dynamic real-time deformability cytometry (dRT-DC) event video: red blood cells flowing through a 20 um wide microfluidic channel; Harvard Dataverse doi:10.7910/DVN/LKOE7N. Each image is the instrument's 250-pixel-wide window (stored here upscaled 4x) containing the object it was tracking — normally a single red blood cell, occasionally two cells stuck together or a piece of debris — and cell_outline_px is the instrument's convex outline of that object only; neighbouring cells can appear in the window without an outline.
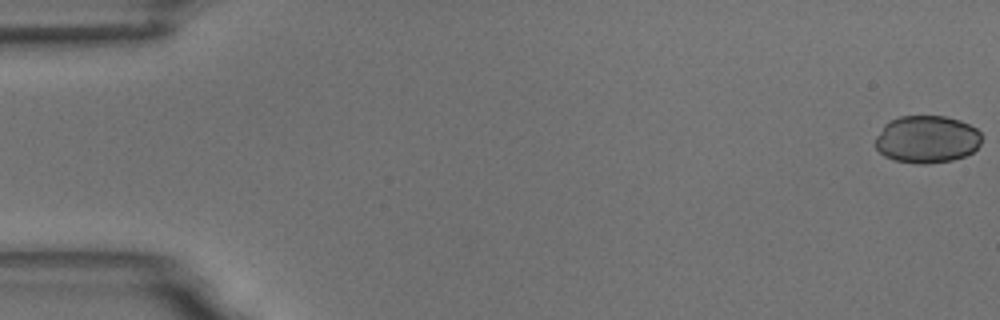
{"species": "common noctule bat (a hibernating species)", "species_latin": "Nyctalus noctula", "temperature_condition": "room temperature", "stored_images_in_passage": 10, "segment_of_instrument_passage": [1, 2], "camera_frame_rate_fps": 3000, "um_per_image_px": 0.085, "animal": {"sex": "male", "body_mass_g": 18.8}, "frame": {"image": 1, "passage_image": 1, "time_ms": 0.0, "image_size_px": [1000, 320], "cell_outline_px": [[984, 136], [980, 144], [972, 152], [964, 156], [952, 160], [928, 164], [920, 164], [896, 160], [884, 156], [876, 148], [876, 136], [884, 124], [888, 120], [900, 116], [944, 116], [960, 120], [976, 128]], "centroid_in_image_um": [78.79, 11.83], "position_along_channel_um": 6.2, "area_um2": 29.59}}